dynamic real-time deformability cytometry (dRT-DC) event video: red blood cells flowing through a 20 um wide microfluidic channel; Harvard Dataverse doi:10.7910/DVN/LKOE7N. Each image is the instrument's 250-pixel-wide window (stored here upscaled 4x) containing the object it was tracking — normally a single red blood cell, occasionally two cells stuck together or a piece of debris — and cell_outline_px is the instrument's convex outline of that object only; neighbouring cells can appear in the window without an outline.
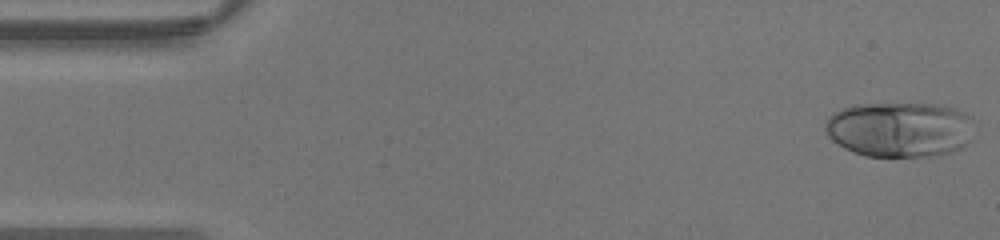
{"species": "human", "species_latin": "Homo sapiens", "temperature_condition": "warm", "stored_images_in_passage": 42, "camera_frame_rate_fps": 3000, "um_per_image_px": 0.085, "donor": {"sex": "male"}, "frame": {"image": 1, "passage_image": 1, "time_ms": 0.0, "image_size_px": [1000, 240], "cell_outline_px": [[972, 140], [964, 148], [940, 156], [864, 156], [852, 152], [844, 148], [832, 140], [828, 136], [824, 128], [824, 124], [828, 116], [844, 108], [856, 104], [936, 104], [952, 108], [972, 116]], "centroid_in_image_um": [76.5, 11.02], "position_along_channel_um": 8.5, "area_um2": 48.49}}
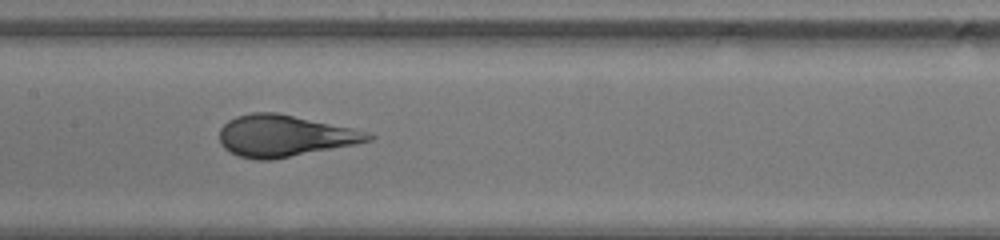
{"frame": {"image": 2, "passage_image": 20, "time_ms": 6.333, "image_size_px": [1000, 240], "cell_outline_px": [[376, 136], [372, 140], [356, 144], [272, 160], [256, 160], [236, 156], [228, 152], [220, 144], [220, 128], [228, 120], [236, 116], [252, 112], [276, 112], [352, 128], [368, 132]], "centroid_in_image_um": [24.15, 11.56], "position_along_channel_um": 183.3, "area_um2": 36.18}}
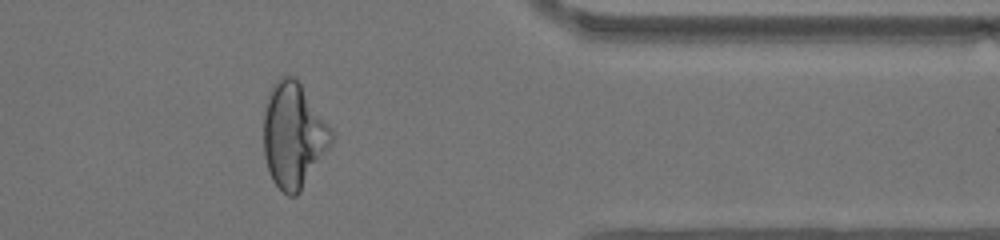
{"frame": {"image": 3, "passage_image": 34, "time_ms": 11.0, "image_size_px": [1000, 240], "cell_outline_px": [[332, 140], [300, 192], [296, 196], [288, 196], [272, 180], [268, 172], [264, 156], [264, 112], [268, 92], [272, 84], [280, 76], [296, 76], [332, 128]], "centroid_in_image_um": [24.92, 11.45], "position_along_channel_um": 386.5, "area_um2": 41.44}}